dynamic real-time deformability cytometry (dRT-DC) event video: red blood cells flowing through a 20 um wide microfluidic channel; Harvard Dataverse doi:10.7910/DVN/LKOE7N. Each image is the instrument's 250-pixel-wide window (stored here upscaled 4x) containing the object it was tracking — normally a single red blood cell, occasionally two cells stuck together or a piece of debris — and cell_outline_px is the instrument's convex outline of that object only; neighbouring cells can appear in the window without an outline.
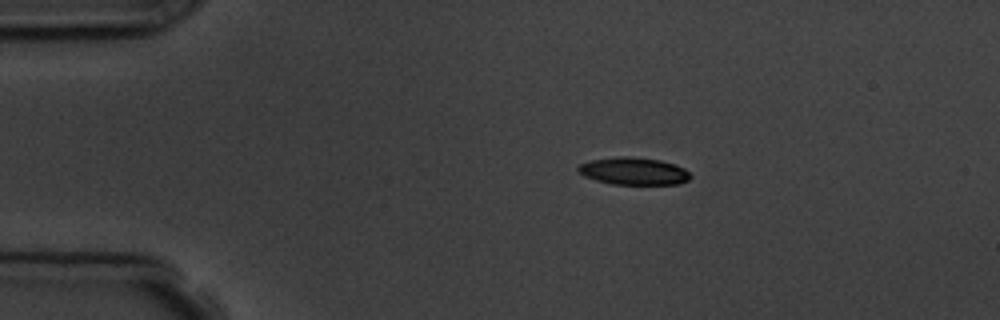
{"species": "common noctule bat (a hibernating species)", "species_latin": "Nyctalus noctula", "temperature_condition": "room temperature", "stored_images_in_passage": 4, "camera_frame_rate_fps": 3000, "um_per_image_px": 0.085, "animal": {"sex": "male", "body_mass_g": 19.5, "forearm_length_mm": 54.6}, "frame": {"image": 1, "passage_image": 2, "time_ms": 2.0, "image_size_px": [1000, 320], "cell_outline_px": [[692, 176], [688, 180], [680, 184], [612, 184], [596, 180], [584, 176], [576, 168], [580, 164], [592, 160], [620, 156], [628, 156], [660, 160], [684, 168]], "centroid_in_image_um": [53.87, 14.55], "position_along_channel_um": 31.1, "area_um2": 17.74}}